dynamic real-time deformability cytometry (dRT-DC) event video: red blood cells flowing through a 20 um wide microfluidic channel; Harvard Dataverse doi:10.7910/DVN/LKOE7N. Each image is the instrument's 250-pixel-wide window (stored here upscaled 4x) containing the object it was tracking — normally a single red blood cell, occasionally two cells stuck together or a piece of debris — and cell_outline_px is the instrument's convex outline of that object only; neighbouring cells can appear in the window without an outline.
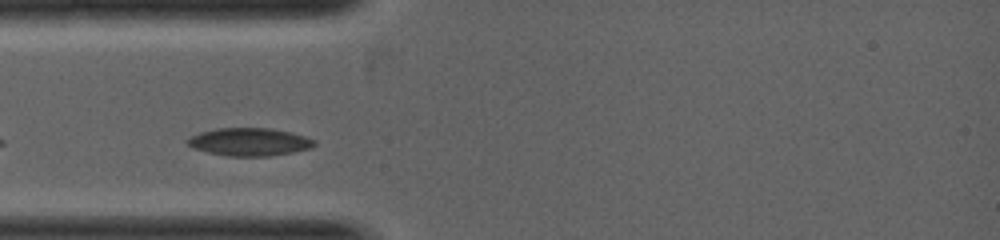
{"species": "common noctule bat (a hibernating species)", "species_latin": "Nyctalus noctula", "temperature_condition": "warm", "stored_images_in_passage": 2, "camera_frame_rate_fps": 5000, "um_per_image_px": 0.085, "animal": {"sex": "female", "body_mass_g": 19.0, "forearm_length_mm": 53.3}, "frame": {"image": 1, "passage_image": 1, "time_ms": 0.0, "image_size_px": [1000, 240], "cell_outline_px": [[316, 144], [312, 148], [292, 152], [268, 156], [228, 156], [208, 152], [192, 148], [184, 140], [200, 132], [216, 128], [272, 128], [292, 132], [316, 140]], "centroid_in_image_um": [21.21, 12.05], "position_along_channel_um": 63.8, "area_um2": 20.69}}
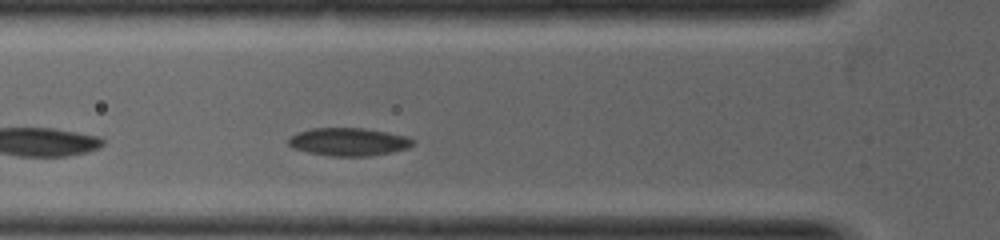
{"frame": {"image": 2, "passage_image": 2, "time_ms": 0.4, "image_size_px": [1000, 240], "cell_outline_px": [[416, 140], [408, 148], [368, 156], [332, 156], [308, 152], [292, 148], [288, 144], [288, 140], [296, 132], [312, 128], [364, 128], [388, 132], [408, 136]], "centroid_in_image_um": [29.63, 12.04], "position_along_channel_um": 96.2, "area_um2": 20.23}}